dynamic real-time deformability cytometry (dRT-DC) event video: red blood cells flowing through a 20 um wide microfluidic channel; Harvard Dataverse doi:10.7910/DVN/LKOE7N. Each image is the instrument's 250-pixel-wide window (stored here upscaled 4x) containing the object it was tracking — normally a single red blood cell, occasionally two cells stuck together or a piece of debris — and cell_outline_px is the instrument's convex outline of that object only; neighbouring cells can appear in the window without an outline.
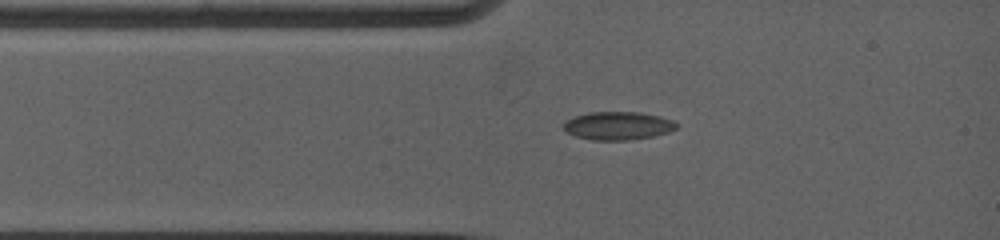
{"species": "common noctule bat (a hibernating species)", "species_latin": "Nyctalus noctula", "temperature_condition": "warm", "stored_images_in_passage": 29, "camera_frame_rate_fps": 5000, "um_per_image_px": 0.085, "animal": {"sex": "female", "body_mass_g": 19.0, "forearm_length_mm": 53.3}, "frame": {"image": 1, "passage_image": 5, "time_ms": 1.6, "image_size_px": [1000, 240], "cell_outline_px": [[680, 124], [676, 128], [668, 132], [652, 136], [628, 140], [592, 140], [576, 136], [568, 132], [564, 128], [564, 124], [568, 120], [576, 116], [592, 112], [640, 112], [660, 116], [672, 120]], "centroid_in_image_um": [52.57, 10.68], "position_along_channel_um": 32.4, "area_um2": 18.32}}
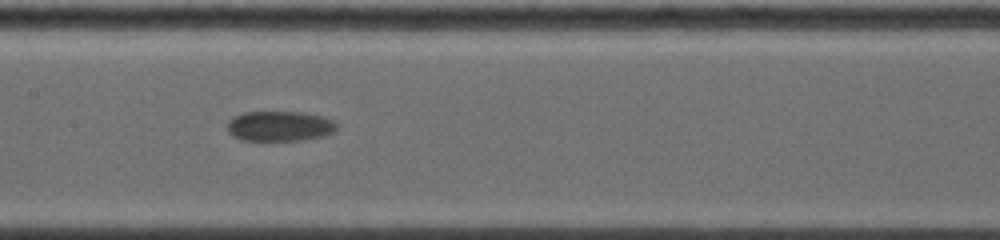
{"frame": {"image": 2, "passage_image": 19, "time_ms": 6.0, "image_size_px": [1000, 240], "cell_outline_px": [[336, 128], [332, 132], [324, 136], [304, 140], [240, 140], [232, 136], [228, 132], [228, 120], [232, 116], [244, 112], [304, 112], [324, 116], [336, 120]], "centroid_in_image_um": [23.77, 10.71], "position_along_channel_um": 183.6, "area_um2": 19.48}}
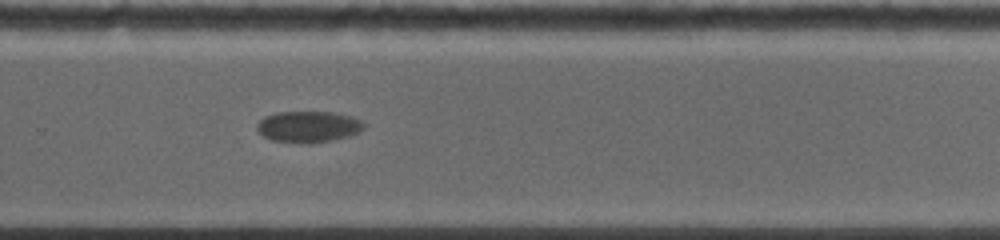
{"frame": {"image": 3, "passage_image": 29, "time_ms": 9.4, "image_size_px": [1000, 240], "cell_outline_px": [[364, 128], [360, 132], [348, 136], [332, 140], [272, 140], [264, 136], [256, 128], [256, 124], [264, 116], [276, 112], [336, 112], [352, 116], [360, 120], [364, 124]], "centroid_in_image_um": [26.23, 10.7], "position_along_channel_um": 303.6, "area_um2": 18.73}}